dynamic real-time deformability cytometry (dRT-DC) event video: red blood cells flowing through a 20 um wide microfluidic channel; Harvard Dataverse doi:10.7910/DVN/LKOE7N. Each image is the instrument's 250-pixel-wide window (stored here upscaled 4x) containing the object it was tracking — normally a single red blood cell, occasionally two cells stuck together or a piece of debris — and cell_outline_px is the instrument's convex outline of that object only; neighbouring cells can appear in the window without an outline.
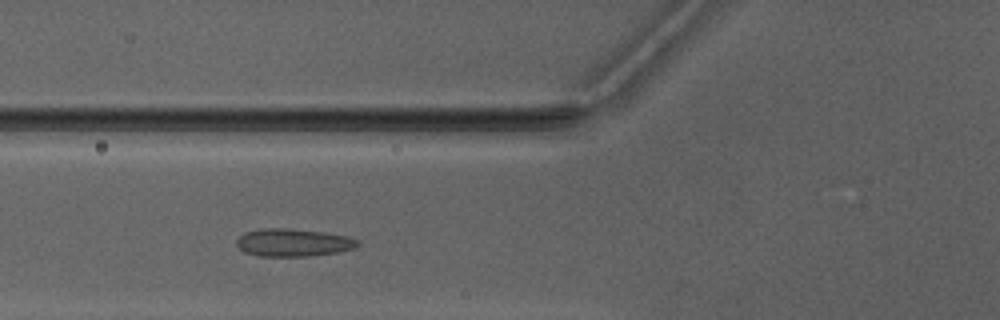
{"species": "Egyptian fruit bat (a non-hibernating species)", "species_latin": "Rousettus aegyptiacus", "temperature_condition": "warm", "stored_images_in_passage": 5, "camera_frame_rate_fps": 3000, "um_per_image_px": 0.085, "animal": {"sex": "male"}, "frame": {"image": 1, "passage_image": 3, "time_ms": 3.333, "image_size_px": [1000, 320], "cell_outline_px": [[360, 244], [356, 248], [340, 252], [308, 256], [260, 256], [244, 252], [236, 244], [236, 240], [244, 232], [264, 228], [288, 228], [324, 232], [348, 236], [360, 240]], "centroid_in_image_um": [24.96, 20.61], "position_along_channel_um": 100.8, "area_um2": 19.77}}
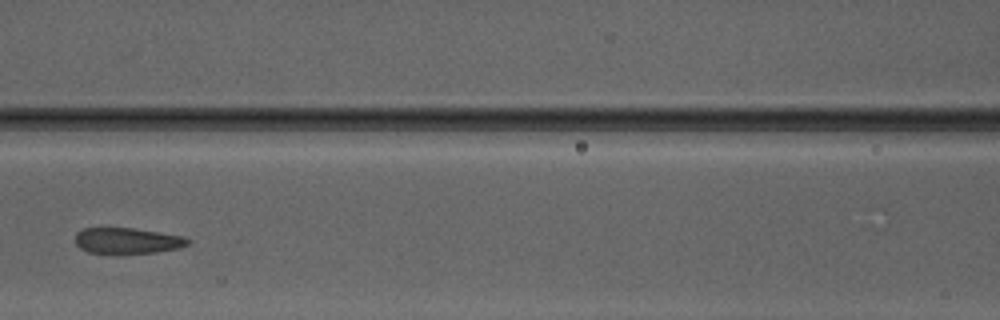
{"frame": {"image": 2, "passage_image": 4, "time_ms": 4.667, "image_size_px": [1000, 320], "cell_outline_px": [[192, 240], [188, 244], [180, 248], [156, 252], [116, 256], [88, 252], [80, 248], [76, 244], [76, 232], [84, 228], [132, 228], [160, 232], [184, 236]], "centroid_in_image_um": [10.82, 20.5], "position_along_channel_um": 155.8, "area_um2": 17.69}}
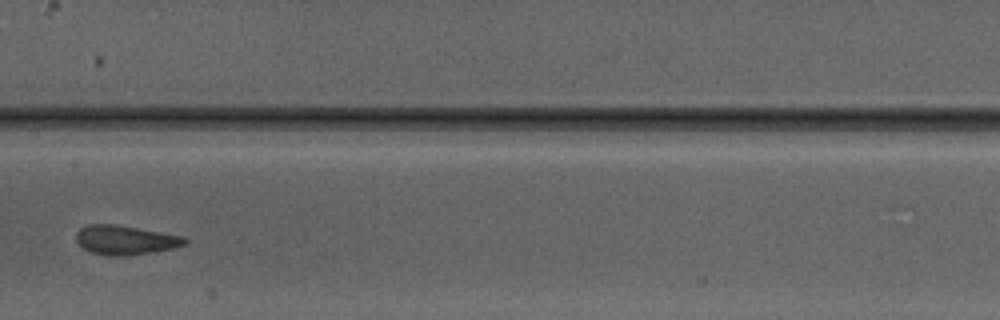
{"frame": {"image": 3, "passage_image": 5, "time_ms": 5.667, "image_size_px": [1000, 320], "cell_outline_px": [[188, 240], [184, 244], [172, 248], [156, 252], [128, 256], [104, 256], [88, 252], [76, 240], [76, 232], [80, 228], [88, 224], [112, 224], [184, 236]], "centroid_in_image_um": [10.62, 20.42], "position_along_channel_um": 196.8, "area_um2": 18.61}}